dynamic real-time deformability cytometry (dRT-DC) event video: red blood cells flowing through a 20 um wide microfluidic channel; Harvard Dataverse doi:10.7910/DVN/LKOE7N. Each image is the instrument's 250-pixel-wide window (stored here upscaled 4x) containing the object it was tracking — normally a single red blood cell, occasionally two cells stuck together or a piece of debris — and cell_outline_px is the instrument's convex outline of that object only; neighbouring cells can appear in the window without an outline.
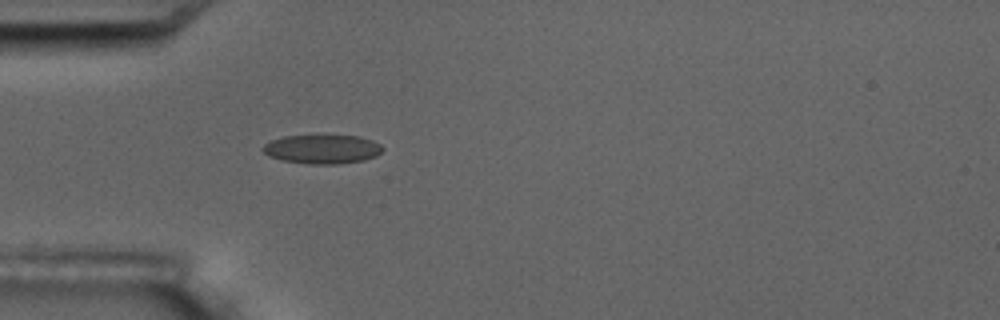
{"species": "common noctule bat (a hibernating species)", "species_latin": "Nyctalus noctula", "temperature_condition": "room temperature", "stored_images_in_passage": 7, "camera_frame_rate_fps": 3000, "um_per_image_px": 0.085, "animal": {"sex": "male", "body_mass_g": 17.5, "forearm_length_mm": 52.3}, "frame": {"image": 1, "passage_image": 7, "time_ms": 6.667, "image_size_px": [1000, 320], "cell_outline_px": [[384, 148], [376, 156], [364, 160], [336, 164], [312, 164], [284, 160], [268, 156], [260, 148], [264, 144], [272, 140], [284, 136], [360, 136], [372, 140], [380, 144]], "centroid_in_image_um": [27.39, 12.68], "position_along_channel_um": 57.6, "area_um2": 20.06}}